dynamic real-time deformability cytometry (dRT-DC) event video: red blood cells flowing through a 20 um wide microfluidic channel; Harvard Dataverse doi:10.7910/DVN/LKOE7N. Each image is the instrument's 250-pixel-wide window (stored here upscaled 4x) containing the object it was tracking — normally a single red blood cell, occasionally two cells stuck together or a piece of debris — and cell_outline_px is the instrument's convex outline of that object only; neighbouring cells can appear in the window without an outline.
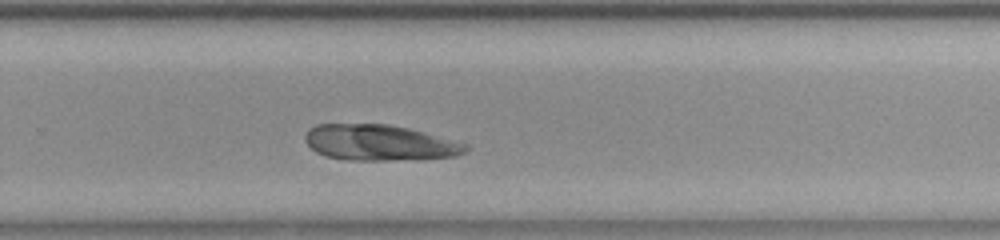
{"species": "common noctule bat (a hibernating species)", "species_latin": "Nyctalus noctula", "temperature_condition": "room temperature", "stored_images_in_passage": 40, "camera_frame_rate_fps": 3000, "um_per_image_px": 0.085, "animal": {"sex": "female", "body_mass_g": 23.0, "forearm_length_mm": 53.4}, "frame": {"image": 1, "passage_image": 25, "time_ms": 8.0, "image_size_px": [1000, 240], "cell_outline_px": [[468, 148], [464, 152], [456, 156], [420, 160], [348, 160], [324, 156], [316, 152], [308, 144], [304, 136], [308, 128], [316, 124], [388, 124], [408, 128], [424, 132], [468, 144]], "centroid_in_image_um": [32.26, 12.14], "position_along_channel_um": 297.5, "area_um2": 33.76}}
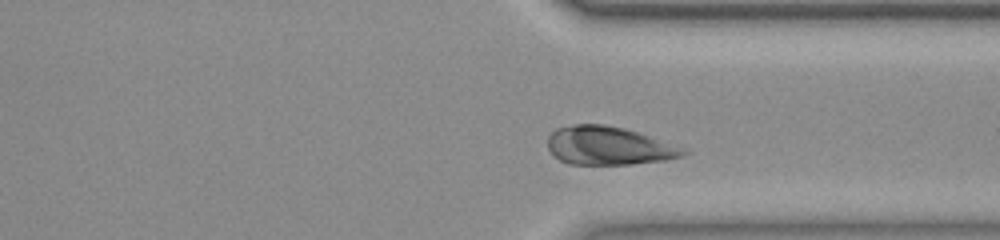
{"frame": {"image": 2, "passage_image": 30, "time_ms": 9.667, "image_size_px": [1000, 240], "cell_outline_px": [[688, 152], [684, 156], [668, 160], [632, 164], [568, 164], [560, 160], [548, 148], [548, 136], [556, 128], [572, 124], [604, 124], [624, 128], [648, 136]], "centroid_in_image_um": [51.66, 12.39], "position_along_channel_um": 359.7, "area_um2": 29.82}}
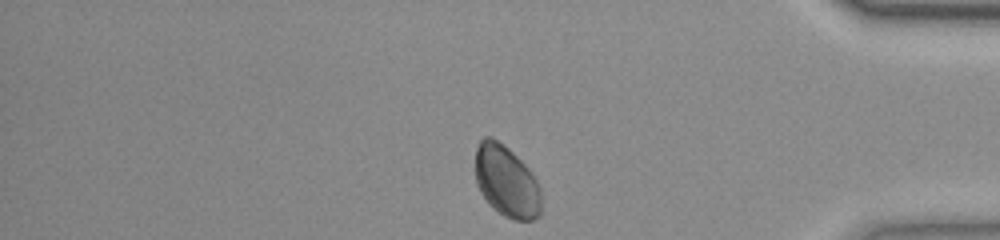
{"frame": {"image": 3, "passage_image": 35, "time_ms": 11.333, "image_size_px": [1000, 240], "cell_outline_px": [[540, 216], [532, 220], [512, 220], [504, 216], [480, 192], [476, 184], [476, 148], [480, 140], [484, 136], [492, 136], [508, 148], [532, 172], [540, 188]], "centroid_in_image_um": [43.05, 15.39], "position_along_channel_um": 392.1, "area_um2": 27.22}}